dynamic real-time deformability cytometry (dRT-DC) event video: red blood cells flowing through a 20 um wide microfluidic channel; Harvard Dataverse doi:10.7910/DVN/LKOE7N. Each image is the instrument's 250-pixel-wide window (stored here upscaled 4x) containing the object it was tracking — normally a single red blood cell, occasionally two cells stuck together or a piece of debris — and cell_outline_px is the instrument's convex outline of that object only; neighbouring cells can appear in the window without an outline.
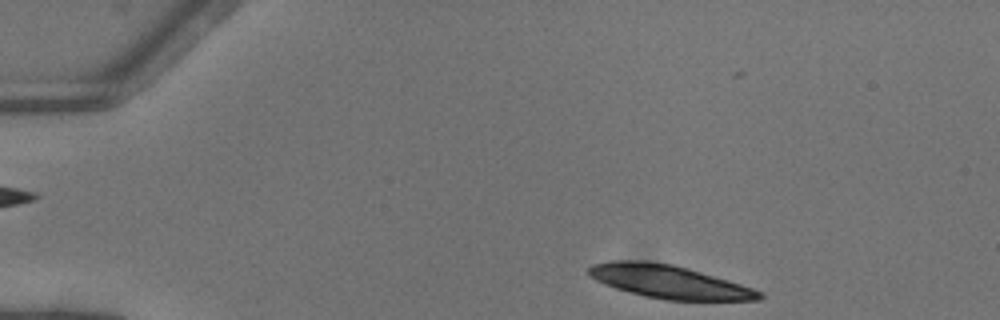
{"species": "common noctule bat (a hibernating species)", "species_latin": "Nyctalus noctula", "temperature_condition": "warm", "stored_images_in_passage": 44, "camera_frame_rate_fps": 3000, "um_per_image_px": 0.085, "animal": {"sex": "female"}, "frame": {"image": 1, "passage_image": 1, "time_ms": 0.0, "image_size_px": [1000, 320], "cell_outline_px": [[764, 296], [760, 300], [664, 300], [644, 296], [616, 288], [604, 284], [588, 276], [588, 268], [592, 264], [612, 260], [644, 260], [672, 264], [688, 268], [728, 280], [764, 292]], "centroid_in_image_um": [56.85, 23.94], "position_along_channel_um": 28.2, "area_um2": 33.0}}
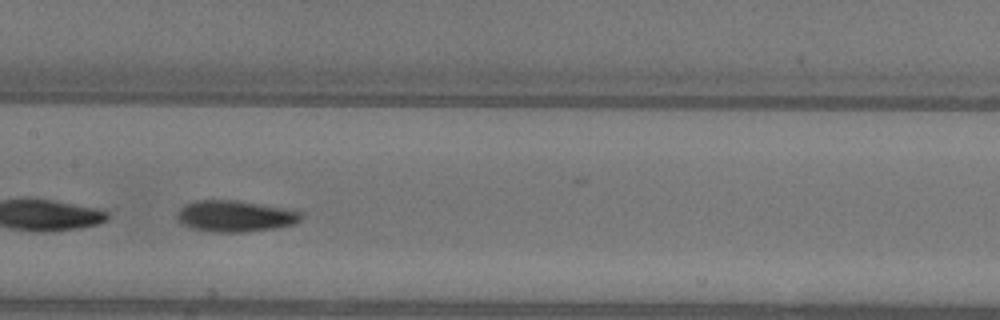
{"frame": {"image": 2, "passage_image": 19, "time_ms": 6.0, "image_size_px": [1000, 320], "cell_outline_px": [[304, 216], [300, 220], [292, 224], [276, 228], [244, 232], [212, 232], [192, 228], [180, 224], [176, 220], [176, 216], [180, 208], [188, 204], [200, 200], [232, 200], [284, 208], [300, 212]], "centroid_in_image_um": [19.95, 18.39], "position_along_channel_um": 187.4, "area_um2": 22.43}}
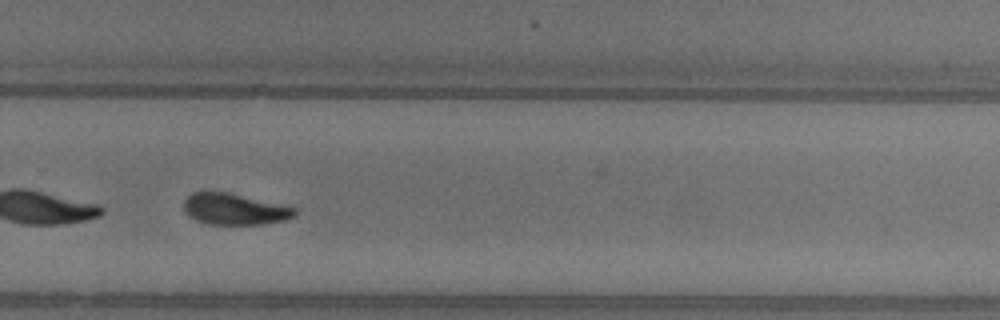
{"frame": {"image": 3, "passage_image": 28, "time_ms": 9.0, "image_size_px": [1000, 320], "cell_outline_px": [[296, 216], [288, 220], [264, 224], [208, 224], [196, 220], [188, 216], [184, 212], [184, 200], [192, 192], [228, 192], [296, 208]], "centroid_in_image_um": [19.93, 17.79], "position_along_channel_um": 309.9, "area_um2": 20.23}, "authors_computed_cell_mechanics": {"area_um2": 21.4727, "velocity_mm_per_s": 4.1061, "shape_relaxation_time_tau1_ms": 3.036, "shape_relaxation_time_tau2_ms": 4.1648, "deformation_change_tau1": 0.1557, "deformation_change_tau2": 0.1037}}